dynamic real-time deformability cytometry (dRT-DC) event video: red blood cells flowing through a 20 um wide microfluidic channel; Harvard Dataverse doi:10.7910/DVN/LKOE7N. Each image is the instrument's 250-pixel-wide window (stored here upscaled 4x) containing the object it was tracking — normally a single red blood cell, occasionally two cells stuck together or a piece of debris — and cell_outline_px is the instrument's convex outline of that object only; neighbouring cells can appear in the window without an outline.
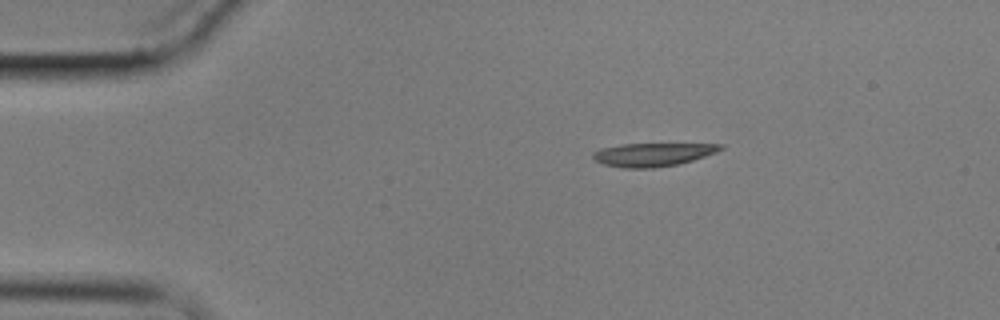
{"species": "common noctule bat (a hibernating species)", "species_latin": "Nyctalus noctula", "temperature_condition": "cold", "stored_images_in_passage": 5, "camera_frame_rate_fps": 3000, "um_per_image_px": 0.085, "animal": {"sex": "male", "body_mass_g": 17.9}, "frame": {"image": 1, "passage_image": 1, "time_ms": 0.0, "image_size_px": [1000, 320], "cell_outline_px": [[724, 148], [716, 152], [680, 164], [652, 168], [624, 168], [604, 164], [596, 160], [592, 156], [592, 152], [600, 148], [620, 144], [724, 144]], "centroid_in_image_um": [55.47, 13.13], "position_along_channel_um": 29.5, "area_um2": 17.28}}
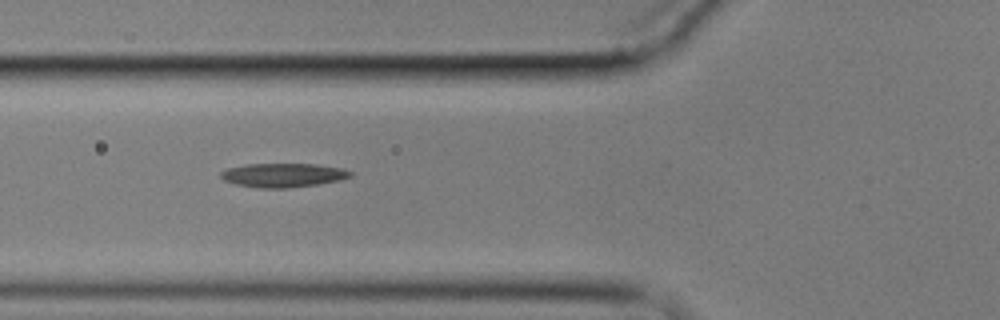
{"frame": {"image": 2, "passage_image": 4, "time_ms": 3.667, "image_size_px": [1000, 320], "cell_outline_px": [[352, 176], [340, 180], [316, 184], [288, 188], [260, 188], [236, 184], [224, 180], [220, 176], [220, 172], [228, 168], [248, 164], [316, 164], [340, 168], [352, 172]], "centroid_in_image_um": [24.05, 14.89], "position_along_channel_um": 101.7, "area_um2": 17.92}}
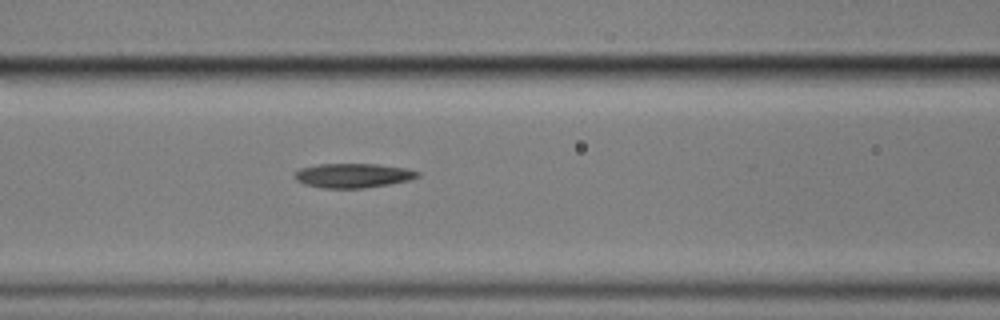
{"frame": {"image": 3, "passage_image": 5, "time_ms": 4.667, "image_size_px": [1000, 320], "cell_outline_px": [[420, 176], [408, 180], [388, 184], [364, 188], [320, 188], [304, 184], [296, 180], [292, 176], [300, 168], [320, 164], [376, 164], [404, 168], [420, 172]], "centroid_in_image_um": [29.96, 14.92], "position_along_channel_um": 136.6, "area_um2": 17.4}}